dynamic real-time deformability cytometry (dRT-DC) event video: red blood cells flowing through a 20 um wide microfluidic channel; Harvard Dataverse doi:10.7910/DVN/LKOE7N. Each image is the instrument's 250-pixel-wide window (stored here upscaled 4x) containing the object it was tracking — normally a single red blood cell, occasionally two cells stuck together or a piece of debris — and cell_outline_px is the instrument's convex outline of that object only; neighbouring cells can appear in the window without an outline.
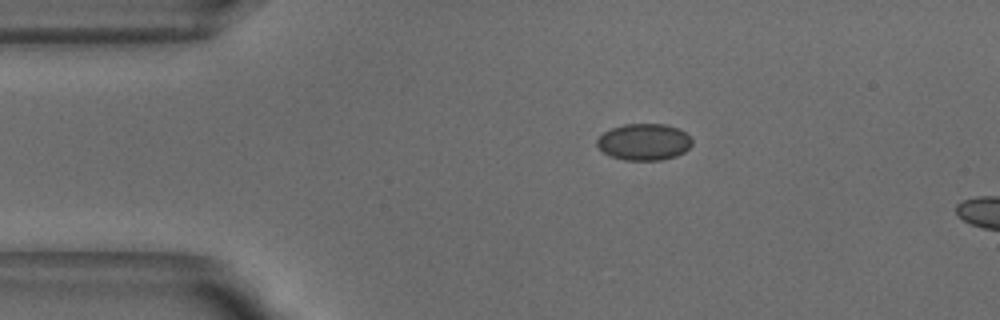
{"species": "common noctule bat (a hibernating species)", "species_latin": "Nyctalus noctula", "temperature_condition": "warm", "stored_images_in_passage": 7, "camera_frame_rate_fps": 3000, "um_per_image_px": 0.085, "animal": {"sex": "male", "body_mass_g": 18.8}, "frame": {"image": 1, "passage_image": 1, "time_ms": 0.0, "image_size_px": [1000, 320], "cell_outline_px": [[692, 144], [684, 152], [676, 156], [660, 160], [624, 160], [612, 156], [604, 152], [596, 144], [596, 140], [604, 132], [612, 128], [624, 124], [664, 124], [680, 128], [692, 140]], "centroid_in_image_um": [54.75, 12.06], "position_along_channel_um": 30.2, "area_um2": 20.17}}